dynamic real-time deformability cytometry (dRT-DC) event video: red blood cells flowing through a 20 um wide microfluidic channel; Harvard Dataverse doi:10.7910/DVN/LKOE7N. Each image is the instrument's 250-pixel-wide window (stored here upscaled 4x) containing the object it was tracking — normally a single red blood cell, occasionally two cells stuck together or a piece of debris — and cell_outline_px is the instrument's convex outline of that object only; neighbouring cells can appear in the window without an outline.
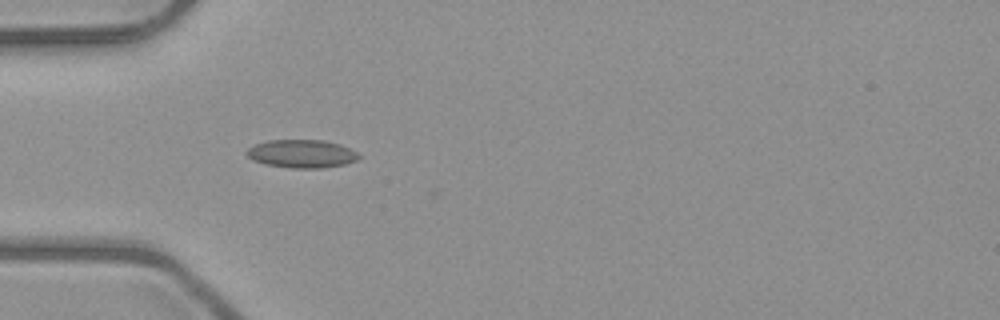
{"species": "common noctule bat (a hibernating species)", "species_latin": "Nyctalus noctula", "temperature_condition": "room temperature", "stored_images_in_passage": 4, "camera_frame_rate_fps": 3000, "um_per_image_px": 0.085, "animal": {"sex": "male", "body_mass_g": 23.1, "forearm_length_mm": 52.7}, "frame": {"image": 1, "passage_image": 4, "time_ms": 3.667, "image_size_px": [1000, 320], "cell_outline_px": [[360, 156], [356, 160], [344, 164], [320, 168], [288, 168], [264, 164], [252, 160], [248, 156], [248, 148], [256, 144], [268, 140], [324, 140], [340, 144], [356, 152]], "centroid_in_image_um": [25.63, 13.07], "position_along_channel_um": 59.4, "area_um2": 18.26}}